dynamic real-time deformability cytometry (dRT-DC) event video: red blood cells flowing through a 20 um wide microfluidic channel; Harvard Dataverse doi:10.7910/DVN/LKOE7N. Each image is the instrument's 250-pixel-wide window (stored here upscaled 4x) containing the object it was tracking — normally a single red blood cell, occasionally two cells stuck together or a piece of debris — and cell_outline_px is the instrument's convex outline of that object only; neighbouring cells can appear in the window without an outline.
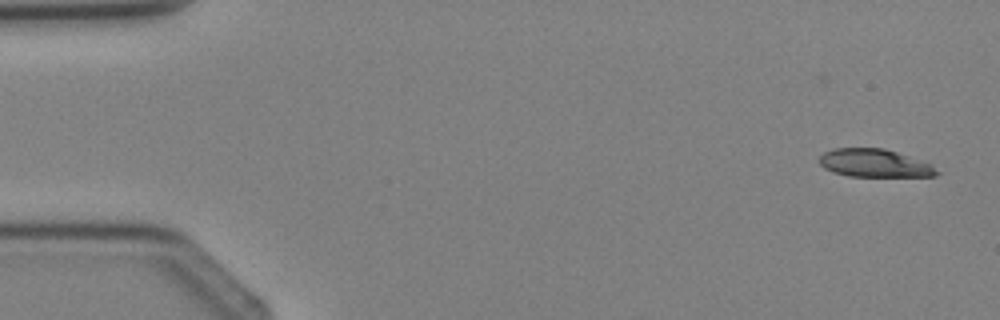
{"species": "Egyptian fruit bat (a non-hibernating species)", "species_latin": "Rousettus aegyptiacus", "temperature_condition": "cold", "stored_images_in_passage": 3, "camera_frame_rate_fps": 3000, "um_per_image_px": 0.085, "animal": {"sex": "female"}, "frame": {"image": 1, "passage_image": 1, "time_ms": 0.0, "image_size_px": [1000, 320], "cell_outline_px": [[940, 172], [936, 176], [848, 176], [824, 168], [816, 160], [824, 152], [832, 148], [884, 148], [932, 164]], "centroid_in_image_um": [74.32, 13.86], "position_along_channel_um": 10.7, "area_um2": 19.13}}